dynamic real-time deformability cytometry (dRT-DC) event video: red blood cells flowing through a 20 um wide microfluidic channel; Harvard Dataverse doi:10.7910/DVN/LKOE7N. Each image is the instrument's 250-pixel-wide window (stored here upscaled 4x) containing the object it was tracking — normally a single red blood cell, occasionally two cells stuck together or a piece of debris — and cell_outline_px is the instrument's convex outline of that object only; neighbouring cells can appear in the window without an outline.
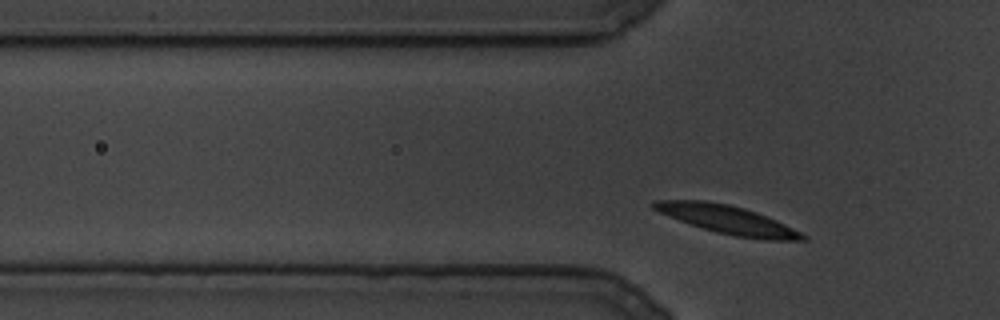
{"species": "common noctule bat (a hibernating species)", "species_latin": "Nyctalus noctula", "temperature_condition": "cold", "stored_images_in_passage": 61, "camera_frame_rate_fps": 3000, "um_per_image_px": 0.085, "animal": {"sex": "male", "body_mass_g": 19.5, "forearm_length_mm": 54.6}, "frame": {"image": 1, "passage_image": 5, "time_ms": 1.333, "image_size_px": [1000, 320], "cell_outline_px": [[808, 240], [768, 240], [736, 236], [716, 232], [680, 220], [660, 212], [652, 208], [648, 204], [656, 200], [704, 200], [728, 204], [744, 208], [756, 212], [784, 224], [808, 236]], "centroid_in_image_um": [61.83, 18.66], "position_along_channel_um": 64.0, "area_um2": 24.22}}
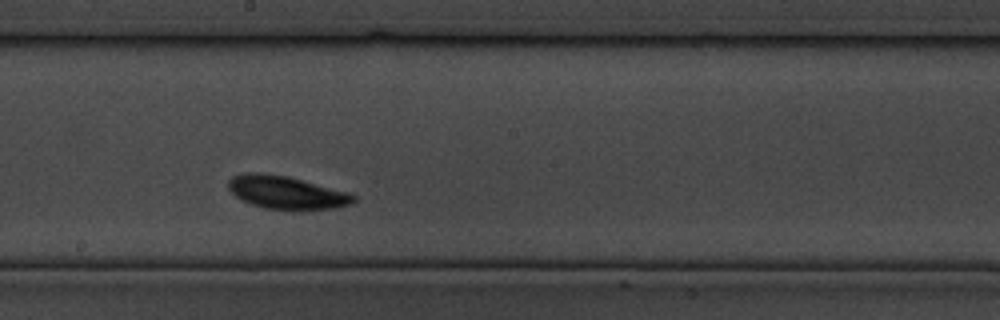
{"frame": {"image": 2, "passage_image": 35, "time_ms": 11.333, "image_size_px": [1000, 320], "cell_outline_px": [[356, 200], [352, 204], [336, 208], [292, 212], [264, 208], [252, 204], [236, 196], [228, 188], [228, 180], [232, 176], [244, 172], [260, 172], [288, 176], [348, 192], [356, 196]], "centroid_in_image_um": [24.37, 16.38], "position_along_channel_um": 223.8, "area_um2": 24.68}}
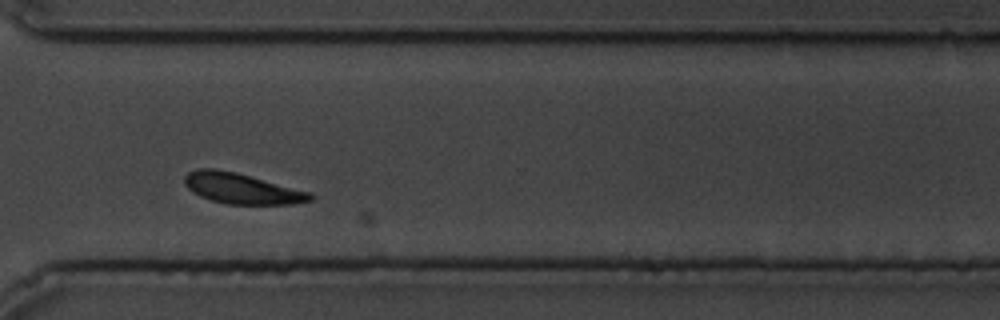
{"frame": {"image": 3, "passage_image": 58, "time_ms": 19.0, "image_size_px": [1000, 320], "cell_outline_px": [[316, 196], [312, 200], [292, 204], [228, 204], [212, 200], [200, 196], [192, 192], [184, 184], [184, 176], [188, 172], [196, 168], [212, 168], [236, 172], [312, 192]], "centroid_in_image_um": [20.56, 16.01], "position_along_channel_um": 350.0, "area_um2": 22.54}}